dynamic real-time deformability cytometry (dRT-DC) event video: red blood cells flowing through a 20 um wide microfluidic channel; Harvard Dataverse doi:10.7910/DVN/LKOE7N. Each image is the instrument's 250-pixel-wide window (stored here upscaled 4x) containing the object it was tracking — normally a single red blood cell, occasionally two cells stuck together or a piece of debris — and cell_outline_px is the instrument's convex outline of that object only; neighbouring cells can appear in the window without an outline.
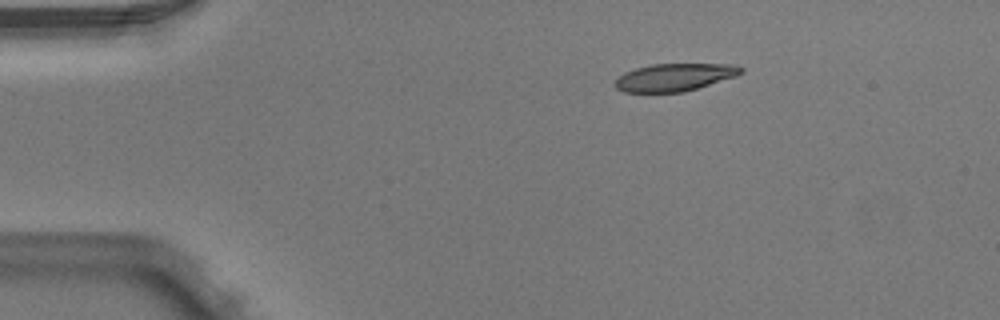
{"species": "Egyptian fruit bat (a non-hibernating species)", "species_latin": "Rousettus aegyptiacus", "temperature_condition": "warm", "stored_images_in_passage": 2, "camera_frame_rate_fps": 3000, "um_per_image_px": 0.085, "animal": {"sex": "male"}, "frame": {"image": 1, "passage_image": 1, "time_ms": 0.0, "image_size_px": [1000, 320], "cell_outline_px": [[744, 72], [736, 76], [684, 92], [624, 92], [616, 88], [612, 84], [624, 72], [636, 68], [652, 64], [736, 64], [744, 68]], "centroid_in_image_um": [57.34, 6.56], "position_along_channel_um": 27.7, "area_um2": 20.29}}
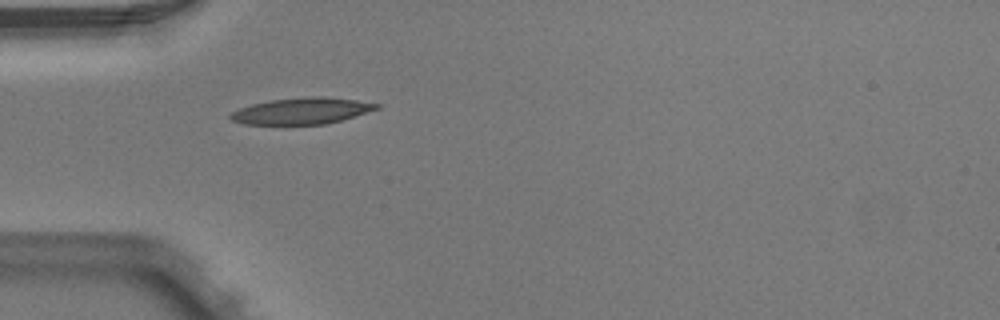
{"frame": {"image": 2, "passage_image": 2, "time_ms": 0.333, "image_size_px": [1000, 320], "cell_outline_px": [[380, 108], [328, 124], [244, 124], [232, 120], [228, 116], [232, 112], [240, 108], [252, 104], [268, 100], [316, 96], [324, 96], [356, 100], [380, 104]], "centroid_in_image_um": [25.65, 9.42], "position_along_channel_um": 59.3, "area_um2": 22.31}}